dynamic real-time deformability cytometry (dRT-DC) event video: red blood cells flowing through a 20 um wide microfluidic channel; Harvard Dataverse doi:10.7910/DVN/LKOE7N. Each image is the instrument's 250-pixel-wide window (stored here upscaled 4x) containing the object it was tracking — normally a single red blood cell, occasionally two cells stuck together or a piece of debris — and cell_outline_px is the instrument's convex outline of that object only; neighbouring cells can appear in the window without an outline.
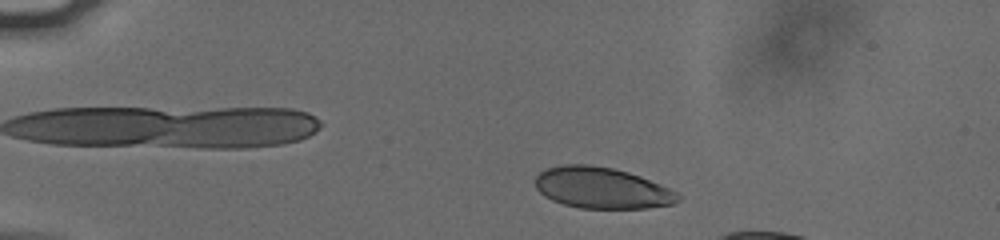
{"species": "human", "species_latin": "Homo sapiens", "temperature_condition": "cold", "stored_images_in_passage": 41, "camera_frame_rate_fps": 3000, "um_per_image_px": 0.085, "donor": {"sex": "male"}, "frame": {"image": 1, "passage_image": 5, "time_ms": 1.333, "image_size_px": [1000, 240], "cell_outline_px": [[684, 196], [680, 200], [672, 204], [648, 208], [580, 208], [564, 204], [552, 200], [544, 196], [536, 188], [536, 176], [544, 168], [560, 164], [592, 164], [612, 168], [628, 172], [640, 176], [660, 184]], "centroid_in_image_um": [51.15, 15.96], "position_along_channel_um": 33.8, "area_um2": 34.45}}
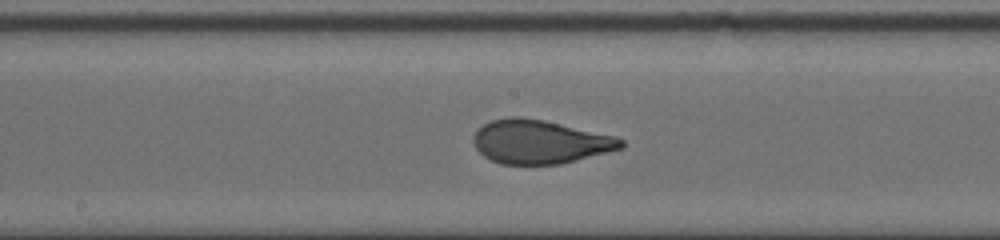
{"frame": {"image": 2, "passage_image": 24, "time_ms": 7.667, "image_size_px": [1000, 240], "cell_outline_px": [[624, 148], [560, 164], [500, 164], [484, 156], [476, 148], [472, 140], [472, 136], [484, 124], [492, 120], [516, 116], [520, 116], [544, 120], [616, 136], [624, 140]], "centroid_in_image_um": [45.9, 12.05], "position_along_channel_um": 202.3, "area_um2": 37.51}}
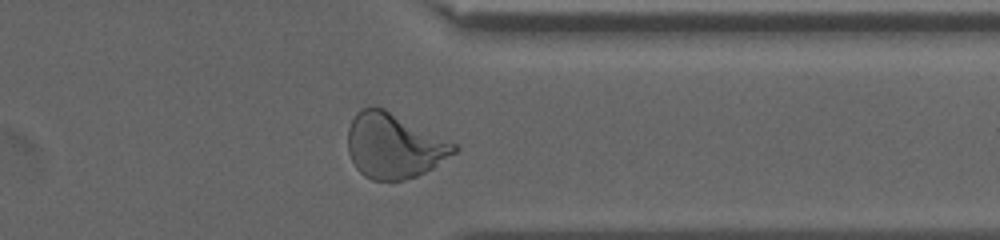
{"frame": {"image": 3, "passage_image": 38, "time_ms": 12.333, "image_size_px": [1000, 240], "cell_outline_px": [[460, 148], [456, 152], [432, 168], [416, 176], [404, 180], [372, 180], [364, 176], [356, 168], [348, 152], [348, 128], [356, 112], [364, 108], [384, 108], [456, 144]], "centroid_in_image_um": [33.47, 12.41], "position_along_channel_um": 377.9, "area_um2": 39.82}, "authors_computed_cell_mechanics": {"area_um2": 37.281, "velocity_mm_per_s": 3.7952, "shape_relaxation_time_tau1_ms": 4.3984, "shape_relaxation_time_tau2_ms": null, "deformation_change_tau1": 0.1657, "deformation_change_tau2": null}}